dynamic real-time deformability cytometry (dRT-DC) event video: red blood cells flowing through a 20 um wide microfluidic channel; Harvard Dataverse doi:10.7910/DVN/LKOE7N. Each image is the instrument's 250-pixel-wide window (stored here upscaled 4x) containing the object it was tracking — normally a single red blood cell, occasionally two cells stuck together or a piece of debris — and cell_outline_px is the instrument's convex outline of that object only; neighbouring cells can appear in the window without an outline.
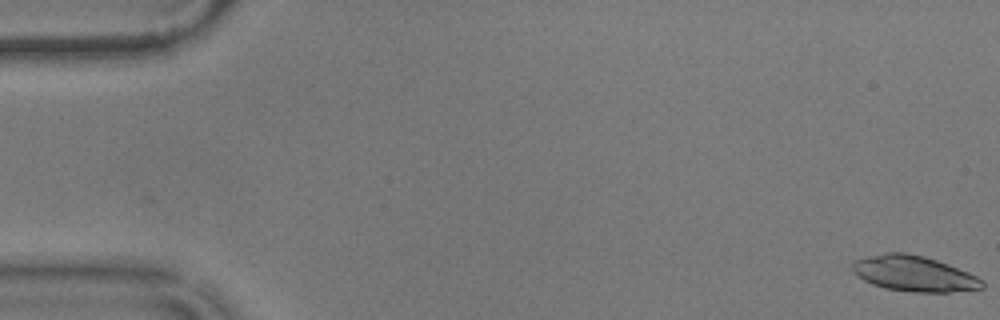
{"species": "common noctule bat (a hibernating species)", "species_latin": "Nyctalus noctula", "temperature_condition": "warm", "stored_images_in_passage": 57, "camera_frame_rate_fps": 3000, "um_per_image_px": 0.085, "animal": {"sex": "male", "body_mass_g": 17.9}, "frame": {"image": 1, "passage_image": 1, "time_ms": 0.0, "image_size_px": [1000, 320], "cell_outline_px": [[984, 288], [948, 292], [912, 292], [884, 288], [872, 284], [856, 276], [852, 272], [852, 260], [884, 252], [908, 252], [924, 256], [948, 264], [968, 272], [976, 276], [984, 284]], "centroid_in_image_um": [77.63, 23.24], "position_along_channel_um": 7.4, "area_um2": 27.05}}
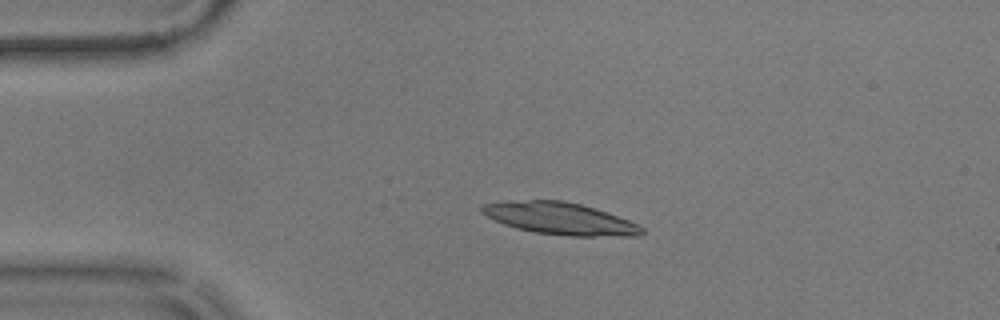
{"frame": {"image": 2, "passage_image": 13, "time_ms": 4.0, "image_size_px": [1000, 320], "cell_outline_px": [[644, 232], [640, 236], [572, 236], [532, 232], [516, 228], [504, 224], [480, 212], [480, 208], [484, 204], [512, 200], [564, 200], [580, 204], [628, 220], [644, 228]], "centroid_in_image_um": [47.58, 18.58], "position_along_channel_um": 37.4, "area_um2": 29.59}}
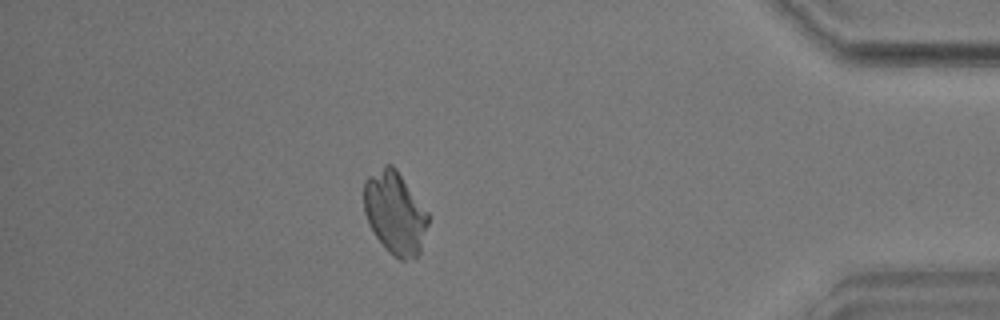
{"frame": {"image": 3, "passage_image": 50, "time_ms": 16.333, "image_size_px": [1000, 320], "cell_outline_px": [[428, 224], [420, 252], [416, 256], [404, 260], [400, 260], [388, 252], [384, 248], [368, 224], [364, 212], [364, 180], [368, 176], [384, 164], [392, 164], [396, 168], [428, 212]], "centroid_in_image_um": [33.55, 18.08], "position_along_channel_um": 401.6, "area_um2": 30.98}}